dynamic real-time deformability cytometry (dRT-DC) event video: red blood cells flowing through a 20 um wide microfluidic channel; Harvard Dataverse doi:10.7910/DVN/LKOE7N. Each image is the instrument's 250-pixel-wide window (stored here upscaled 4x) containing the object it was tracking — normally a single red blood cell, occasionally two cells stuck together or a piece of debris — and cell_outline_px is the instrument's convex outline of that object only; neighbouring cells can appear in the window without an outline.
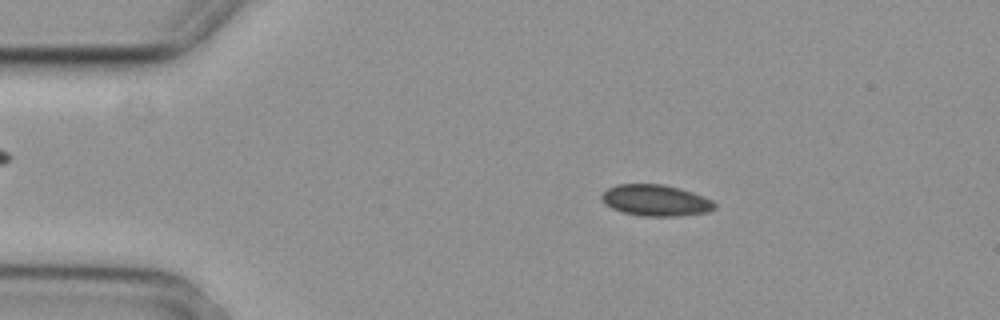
{"species": "common noctule bat (a hibernating species)", "species_latin": "Nyctalus noctula", "temperature_condition": "cold", "stored_images_in_passage": 6, "camera_frame_rate_fps": 3000, "um_per_image_px": 0.085, "animal": {"sex": "female", "body_mass_g": 29.2, "forearm_length_mm": 56.3}, "frame": {"image": 1, "passage_image": 2, "time_ms": 0.333, "image_size_px": [1000, 320], "cell_outline_px": [[716, 208], [708, 212], [680, 216], [644, 216], [624, 212], [612, 208], [604, 204], [600, 196], [608, 188], [616, 184], [664, 184], [680, 188], [692, 192], [712, 200], [716, 204]], "centroid_in_image_um": [55.74, 17.03], "position_along_channel_um": 29.3, "area_um2": 20.63}}
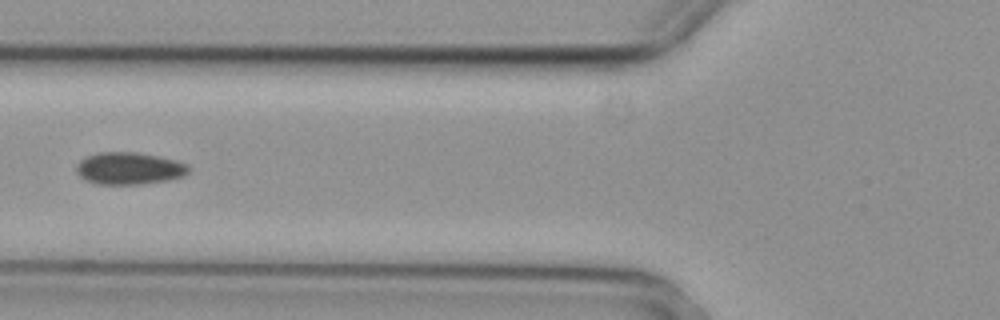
{"frame": {"image": 2, "passage_image": 5, "time_ms": 1.333, "image_size_px": [1000, 320], "cell_outline_px": [[188, 172], [184, 176], [168, 180], [140, 184], [96, 184], [84, 180], [76, 172], [76, 164], [80, 160], [88, 156], [100, 152], [136, 152], [160, 156], [176, 160], [188, 164]], "centroid_in_image_um": [10.97, 14.31], "position_along_channel_um": 114.8, "area_um2": 21.15}}
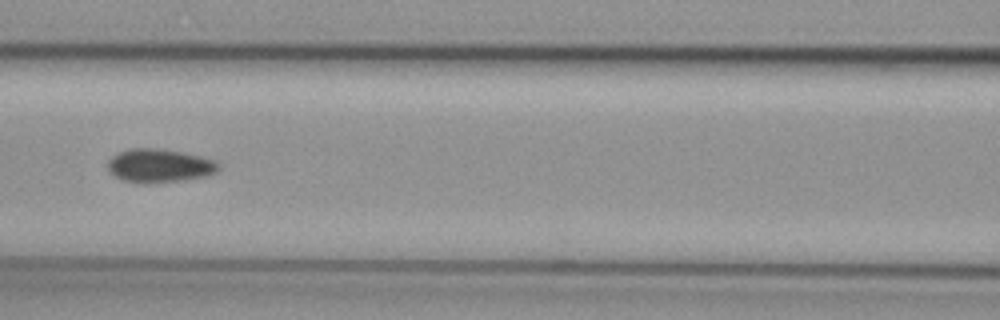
{"frame": {"image": 3, "passage_image": 6, "time_ms": 1.667, "image_size_px": [1000, 320], "cell_outline_px": [[220, 168], [216, 172], [208, 176], [184, 180], [148, 184], [140, 184], [120, 180], [108, 172], [108, 160], [112, 156], [120, 152], [132, 148], [156, 148], [184, 152], [216, 160], [220, 164]], "centroid_in_image_um": [13.55, 14.1], "position_along_channel_um": 153.0, "area_um2": 22.14}}